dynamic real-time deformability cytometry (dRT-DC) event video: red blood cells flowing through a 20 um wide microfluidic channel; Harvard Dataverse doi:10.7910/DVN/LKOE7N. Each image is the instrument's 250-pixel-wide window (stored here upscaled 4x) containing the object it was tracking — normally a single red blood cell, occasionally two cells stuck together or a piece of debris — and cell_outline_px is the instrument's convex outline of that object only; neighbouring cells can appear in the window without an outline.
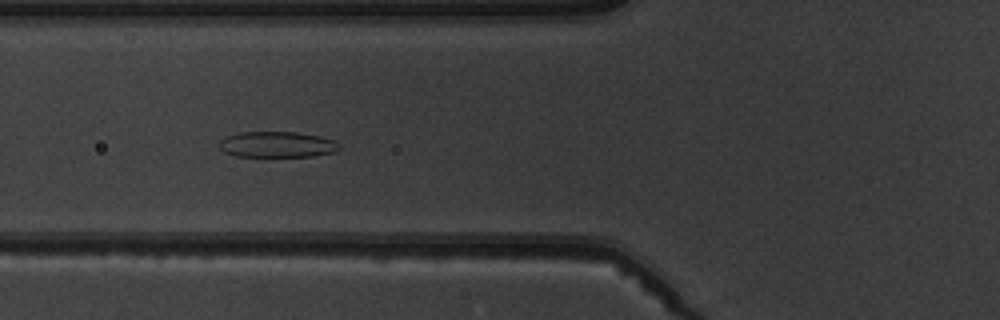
{"species": "common noctule bat (a hibernating species)", "species_latin": "Nyctalus noctula", "temperature_condition": "warm", "stored_images_in_passage": 8, "camera_frame_rate_fps": 3000, "um_per_image_px": 0.085, "animal": {"sex": "male", "body_mass_g": 19.5, "forearm_length_mm": 54.6}, "frame": {"image": 1, "passage_image": 7, "time_ms": 7.0, "image_size_px": [1000, 320], "cell_outline_px": [[340, 148], [336, 152], [312, 156], [236, 156], [224, 152], [220, 148], [220, 140], [228, 136], [240, 132], [296, 132], [320, 136], [336, 140], [340, 144]], "centroid_in_image_um": [23.6, 12.28], "position_along_channel_um": 102.2, "area_um2": 18.09}}
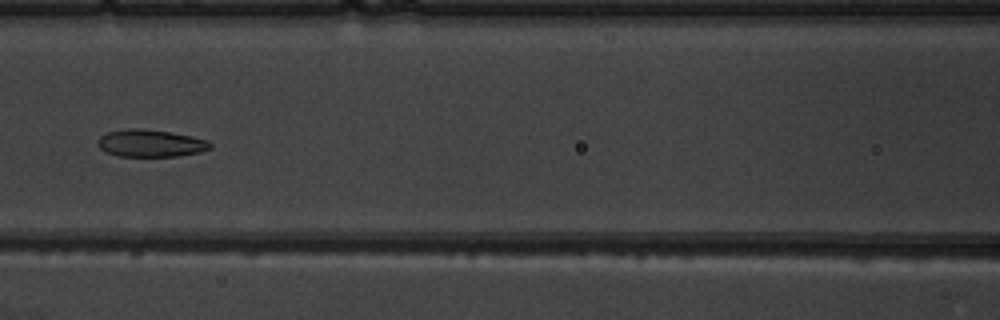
{"frame": {"image": 2, "passage_image": 8, "time_ms": 8.333, "image_size_px": [1000, 320], "cell_outline_px": [[212, 148], [200, 152], [176, 156], [116, 156], [104, 152], [96, 144], [96, 140], [100, 136], [108, 132], [128, 128], [140, 128], [168, 132], [192, 136], [208, 140], [212, 144]], "centroid_in_image_um": [12.76, 12.18], "position_along_channel_um": 153.8, "area_um2": 18.03}}